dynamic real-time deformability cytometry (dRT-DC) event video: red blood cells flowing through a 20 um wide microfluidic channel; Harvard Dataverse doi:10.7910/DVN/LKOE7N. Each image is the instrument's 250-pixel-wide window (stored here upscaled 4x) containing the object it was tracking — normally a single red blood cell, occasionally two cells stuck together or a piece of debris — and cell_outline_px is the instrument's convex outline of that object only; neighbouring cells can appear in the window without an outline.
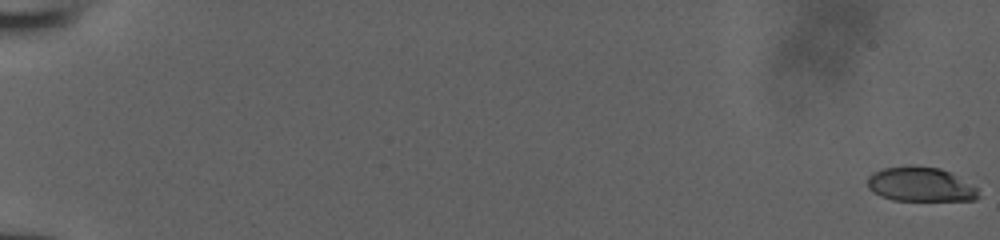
{"species": "human", "species_latin": "Homo sapiens", "temperature_condition": "room temperature", "stored_images_in_passage": 54, "camera_frame_rate_fps": 3000, "um_per_image_px": 0.085, "donor": {"sex": "male"}, "frame": {"image": 1, "passage_image": 1, "time_ms": 0.0, "image_size_px": [1000, 240], "cell_outline_px": [[980, 196], [976, 200], [892, 200], [880, 196], [872, 192], [868, 188], [868, 176], [872, 172], [884, 168], [908, 164], [912, 164], [940, 168], [952, 172], [976, 188]], "centroid_in_image_um": [78.21, 15.65], "position_along_channel_um": 6.8, "area_um2": 22.6}}
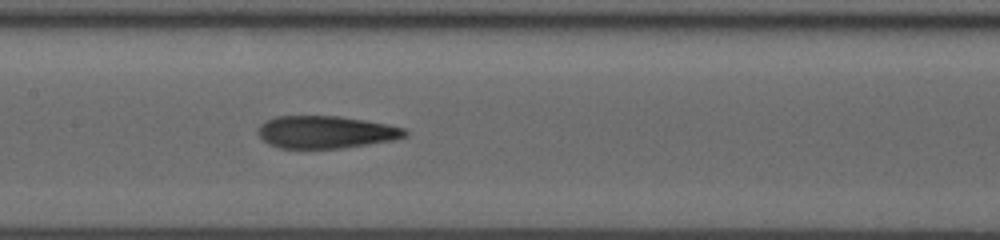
{"frame": {"image": 2, "passage_image": 30, "time_ms": 9.667, "image_size_px": [1000, 240], "cell_outline_px": [[408, 136], [392, 140], [344, 148], [280, 148], [268, 144], [260, 136], [260, 124], [276, 116], [336, 116], [364, 120], [388, 124], [404, 128], [408, 132]], "centroid_in_image_um": [27.73, 11.23], "position_along_channel_um": 179.7, "area_um2": 27.57}}
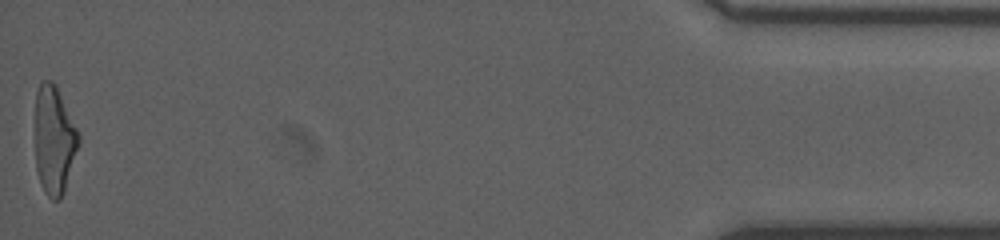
{"frame": {"image": 3, "passage_image": 54, "time_ms": 17.667, "image_size_px": [1000, 240], "cell_outline_px": [[80, 144], [64, 192], [60, 200], [52, 200], [44, 192], [36, 168], [36, 92], [40, 80], [52, 80], [56, 84], [80, 132]], "centroid_in_image_um": [4.63, 11.88], "position_along_channel_um": 430.6, "area_um2": 27.86}}